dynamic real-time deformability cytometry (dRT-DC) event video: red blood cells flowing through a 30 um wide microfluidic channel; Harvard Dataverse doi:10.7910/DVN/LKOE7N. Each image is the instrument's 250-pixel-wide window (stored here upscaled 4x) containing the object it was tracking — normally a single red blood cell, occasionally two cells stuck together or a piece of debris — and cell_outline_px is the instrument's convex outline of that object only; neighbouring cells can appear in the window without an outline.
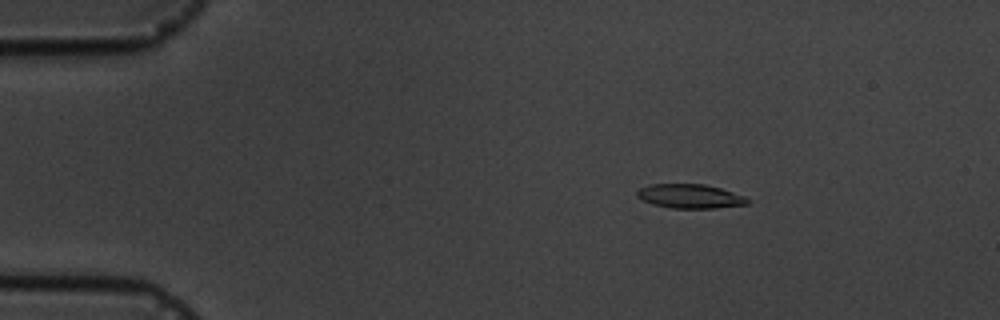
{"species": "common noctule bat (a hibernating species)", "species_latin": "Nyctalus noctula", "temperature_condition": "cold", "stored_images_in_passage": 5, "camera_frame_rate_fps": 3000, "um_per_image_px": 0.085, "animal": {"sex": "male", "body_mass_g": 19.5, "forearm_length_mm": 54.6}, "frame": {"image": 1, "passage_image": 2, "time_ms": 1.333, "image_size_px": [1000, 320], "cell_outline_px": [[752, 200], [748, 204], [716, 208], [672, 208], [652, 204], [636, 196], [636, 192], [640, 188], [652, 184], [704, 184], [720, 188], [744, 196]], "centroid_in_image_um": [58.67, 16.68], "position_along_channel_um": 26.3, "area_um2": 15.49}}
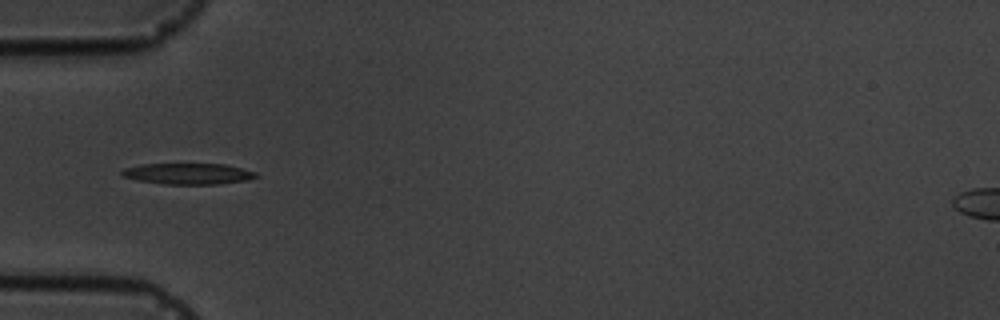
{"frame": {"image": 2, "passage_image": 4, "time_ms": 4.333, "image_size_px": [1000, 320], "cell_outline_px": [[260, 176], [248, 180], [220, 184], [164, 184], [136, 180], [120, 176], [120, 172], [124, 168], [140, 164], [224, 164], [256, 172]], "centroid_in_image_um": [15.96, 14.77], "position_along_channel_um": 69.0, "area_um2": 16.59}}
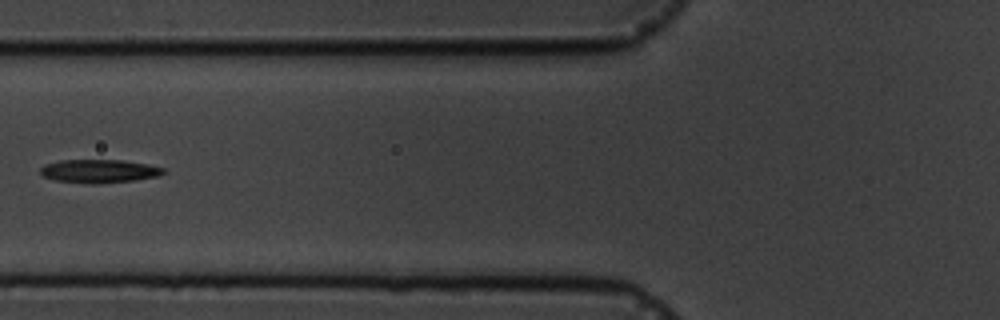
{"frame": {"image": 3, "passage_image": 5, "time_ms": 5.667, "image_size_px": [1000, 320], "cell_outline_px": [[164, 172], [156, 176], [136, 180], [96, 184], [88, 184], [56, 180], [44, 176], [40, 172], [40, 168], [44, 164], [60, 160], [120, 160], [148, 164], [164, 168]], "centroid_in_image_um": [8.4, 14.54], "position_along_channel_um": 117.4, "area_um2": 16.7}}